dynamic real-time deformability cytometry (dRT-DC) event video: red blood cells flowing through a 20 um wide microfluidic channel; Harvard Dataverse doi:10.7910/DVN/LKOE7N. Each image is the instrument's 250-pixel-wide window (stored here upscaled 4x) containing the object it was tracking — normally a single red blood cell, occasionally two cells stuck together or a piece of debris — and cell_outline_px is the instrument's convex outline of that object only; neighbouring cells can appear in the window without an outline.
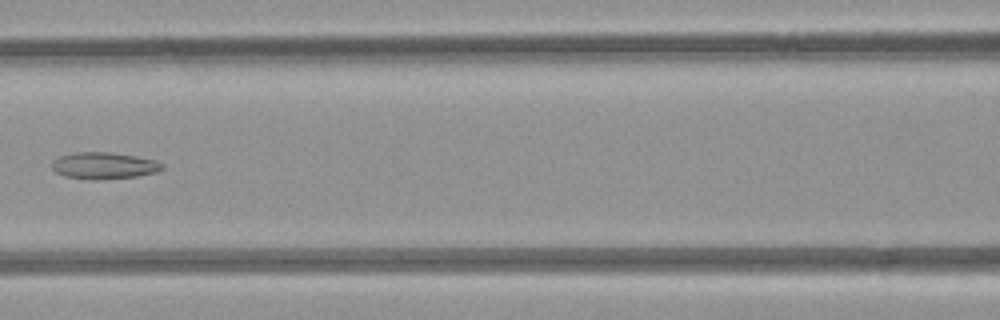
{"species": "common noctule bat (a hibernating species)", "species_latin": "Nyctalus noctula", "temperature_condition": "room temperature", "stored_images_in_passage": 4, "camera_frame_rate_fps": 3000, "um_per_image_px": 0.085, "animal": {"sex": "female", "body_mass_g": 21.9}, "frame": {"image": 1, "passage_image": 4, "time_ms": 3.333, "image_size_px": [1000, 320], "cell_outline_px": [[164, 168], [156, 172], [136, 176], [96, 180], [92, 180], [64, 176], [56, 172], [52, 168], [52, 160], [60, 156], [76, 152], [108, 152], [136, 156], [156, 160], [164, 164]], "centroid_in_image_um": [8.83, 14.08], "position_along_channel_um": 157.8, "area_um2": 17.17}}